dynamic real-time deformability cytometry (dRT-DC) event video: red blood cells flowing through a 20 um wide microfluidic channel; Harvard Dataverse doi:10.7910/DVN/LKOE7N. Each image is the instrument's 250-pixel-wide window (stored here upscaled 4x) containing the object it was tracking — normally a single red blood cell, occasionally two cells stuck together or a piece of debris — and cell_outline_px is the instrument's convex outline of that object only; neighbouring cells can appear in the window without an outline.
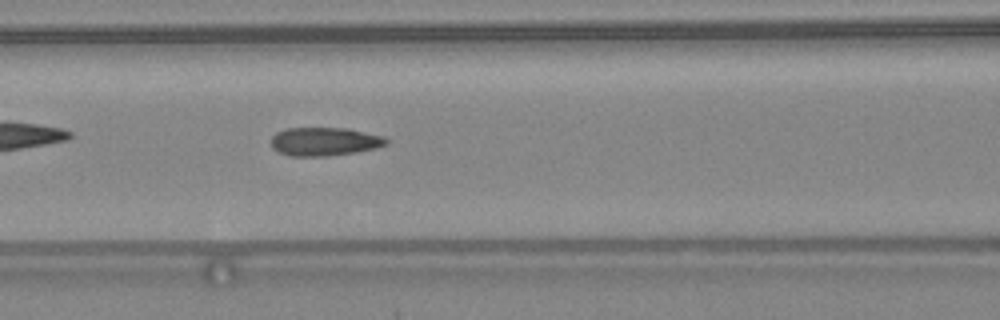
{"species": "common noctule bat (a hibernating species)", "species_latin": "Nyctalus noctula", "temperature_condition": "warm", "stored_images_in_passage": 25, "camera_frame_rate_fps": 3000, "um_per_image_px": 0.085, "animal": {"sex": "female", "body_mass_g": 24.6, "forearm_length_mm": 56.2}, "frame": {"image": 1, "passage_image": 7, "time_ms": 2.0, "image_size_px": [1000, 320], "cell_outline_px": [[388, 144], [376, 148], [352, 152], [324, 156], [292, 156], [280, 152], [272, 148], [272, 136], [276, 132], [284, 128], [348, 128], [384, 136], [388, 140]], "centroid_in_image_um": [27.58, 12.01], "position_along_channel_um": 139.0, "area_um2": 19.02}, "authors_computed_cell_mechanics": {"area_um2": 18.207, "velocity_mm_per_s": 4.4575, "shape_relaxation_time_tau1_ms": 5.2886, "shape_relaxation_time_tau2_ms": 0.9562, "deformation_change_tau1": 0.151, "deformation_change_tau2": 0.0675}}